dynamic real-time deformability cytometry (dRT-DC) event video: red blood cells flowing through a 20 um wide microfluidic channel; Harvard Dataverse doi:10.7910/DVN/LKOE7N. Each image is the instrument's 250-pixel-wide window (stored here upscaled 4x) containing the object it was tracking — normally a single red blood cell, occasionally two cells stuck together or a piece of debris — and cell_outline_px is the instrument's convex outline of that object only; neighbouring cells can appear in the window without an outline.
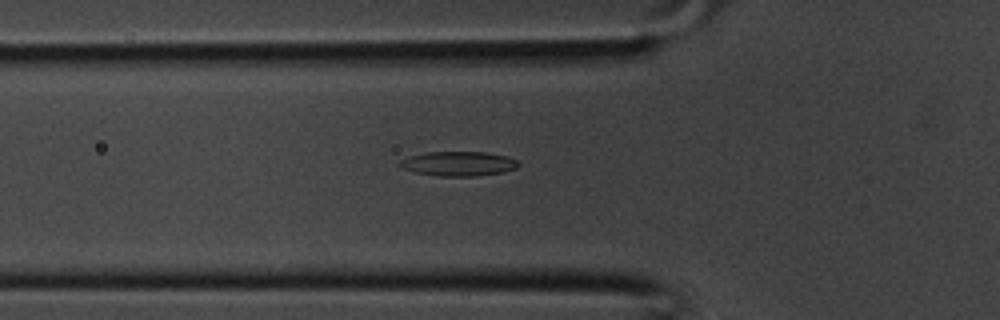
{"species": "common noctule bat (a hibernating species)", "species_latin": "Nyctalus noctula", "temperature_condition": "room temperature", "stored_images_in_passage": 33, "camera_frame_rate_fps": 3000, "um_per_image_px": 0.085, "animal": {"sex": "male", "body_mass_g": 20.1, "forearm_length_mm": 53.5}, "frame": {"image": 1, "passage_image": 12, "time_ms": 3.667, "image_size_px": [1000, 320], "cell_outline_px": [[520, 164], [516, 168], [504, 172], [476, 176], [436, 176], [416, 172], [404, 168], [396, 164], [400, 160], [408, 156], [424, 152], [488, 152], [508, 156], [516, 160]], "centroid_in_image_um": [38.97, 13.91], "position_along_channel_um": 86.8, "area_um2": 17.11}}
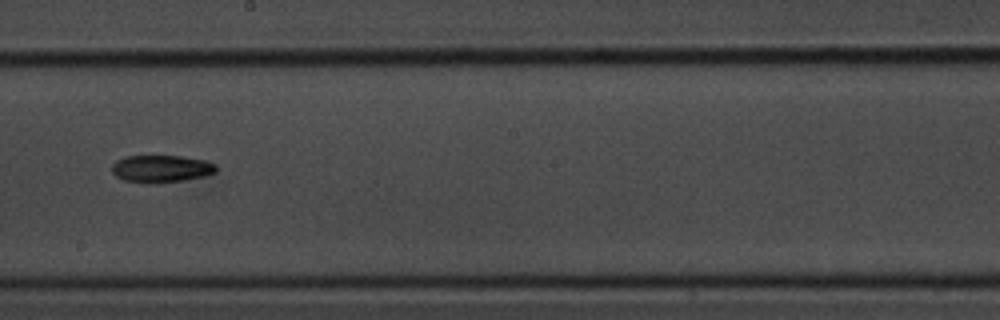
{"frame": {"image": 2, "passage_image": 20, "time_ms": 6.333, "image_size_px": [1000, 320], "cell_outline_px": [[216, 172], [204, 176], [184, 180], [124, 180], [116, 176], [112, 172], [112, 164], [116, 160], [124, 156], [180, 156], [204, 160], [216, 164]], "centroid_in_image_um": [13.72, 14.28], "position_along_channel_um": 234.5, "area_um2": 15.78}}
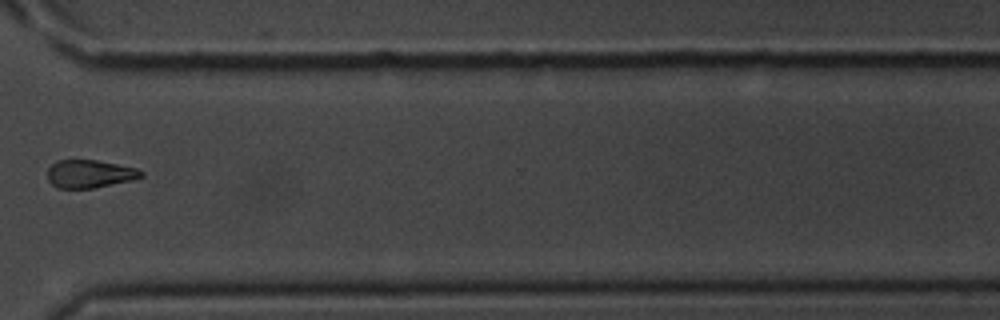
{"frame": {"image": 3, "passage_image": 27, "time_ms": 8.667, "image_size_px": [1000, 320], "cell_outline_px": [[144, 176], [132, 180], [96, 188], [56, 188], [48, 180], [48, 168], [56, 160], [96, 160], [136, 168], [144, 172]], "centroid_in_image_um": [7.62, 14.78], "position_along_channel_um": 363.0, "area_um2": 15.32}}